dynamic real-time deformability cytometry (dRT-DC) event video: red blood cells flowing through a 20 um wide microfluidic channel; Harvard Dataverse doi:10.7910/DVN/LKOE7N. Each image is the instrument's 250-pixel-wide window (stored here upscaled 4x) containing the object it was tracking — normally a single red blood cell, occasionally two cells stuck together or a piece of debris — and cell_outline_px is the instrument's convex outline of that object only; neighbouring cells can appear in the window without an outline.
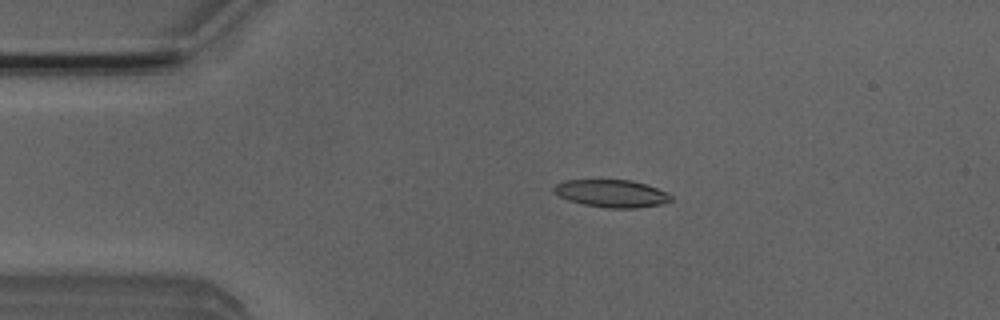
{"species": "Egyptian fruit bat (a non-hibernating species)", "species_latin": "Rousettus aegyptiacus", "temperature_condition": "room temperature", "stored_images_in_passage": 3, "camera_frame_rate_fps": 3000, "um_per_image_px": 0.085, "animal": {"sex": "male"}, "frame": {"image": 1, "passage_image": 1, "time_ms": 0.0, "image_size_px": [1000, 320], "cell_outline_px": [[672, 200], [664, 204], [636, 208], [608, 208], [584, 204], [568, 200], [552, 192], [552, 188], [556, 184], [564, 180], [632, 180], [668, 192], [672, 196]], "centroid_in_image_um": [51.99, 16.45], "position_along_channel_um": 33.0, "area_um2": 18.84}}
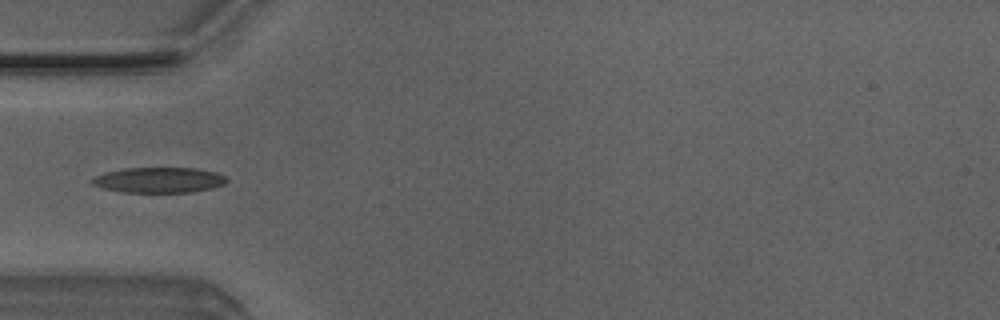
{"frame": {"image": 2, "passage_image": 2, "time_ms": 0.333, "image_size_px": [1000, 320], "cell_outline_px": [[228, 180], [224, 184], [212, 188], [192, 192], [120, 192], [104, 188], [92, 184], [92, 180], [96, 176], [104, 172], [124, 168], [196, 168], [216, 172], [228, 176]], "centroid_in_image_um": [13.55, 15.3], "position_along_channel_um": 71.4, "area_um2": 20.0}}